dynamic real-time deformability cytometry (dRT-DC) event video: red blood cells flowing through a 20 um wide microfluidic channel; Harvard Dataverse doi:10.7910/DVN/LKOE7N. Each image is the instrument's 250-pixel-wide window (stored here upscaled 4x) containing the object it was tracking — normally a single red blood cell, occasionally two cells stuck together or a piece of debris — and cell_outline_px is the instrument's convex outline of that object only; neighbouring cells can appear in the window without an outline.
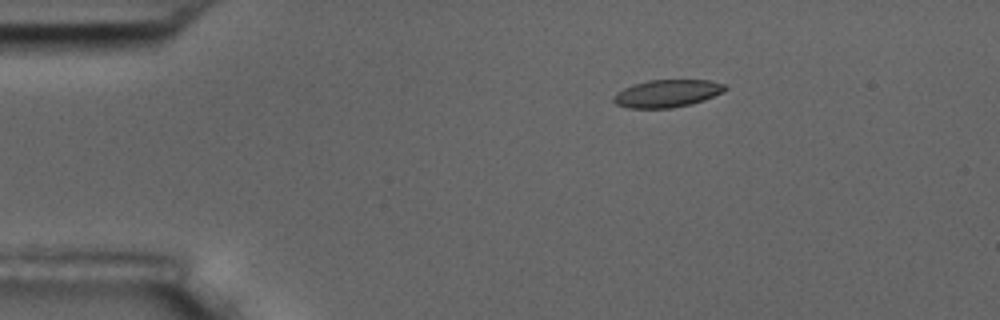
{"species": "common noctule bat (a hibernating species)", "species_latin": "Nyctalus noctula", "temperature_condition": "room temperature", "stored_images_in_passage": 3, "camera_frame_rate_fps": 3000, "um_per_image_px": 0.085, "animal": {"sex": "male", "body_mass_g": 17.5, "forearm_length_mm": 52.3}, "frame": {"image": 1, "passage_image": 1, "time_ms": 0.0, "image_size_px": [1000, 320], "cell_outline_px": [[728, 88], [724, 92], [704, 100], [692, 104], [672, 108], [628, 108], [616, 104], [612, 100], [616, 92], [632, 84], [648, 80], [708, 80], [724, 84]], "centroid_in_image_um": [56.7, 7.94], "position_along_channel_um": 28.3, "area_um2": 18.03}}